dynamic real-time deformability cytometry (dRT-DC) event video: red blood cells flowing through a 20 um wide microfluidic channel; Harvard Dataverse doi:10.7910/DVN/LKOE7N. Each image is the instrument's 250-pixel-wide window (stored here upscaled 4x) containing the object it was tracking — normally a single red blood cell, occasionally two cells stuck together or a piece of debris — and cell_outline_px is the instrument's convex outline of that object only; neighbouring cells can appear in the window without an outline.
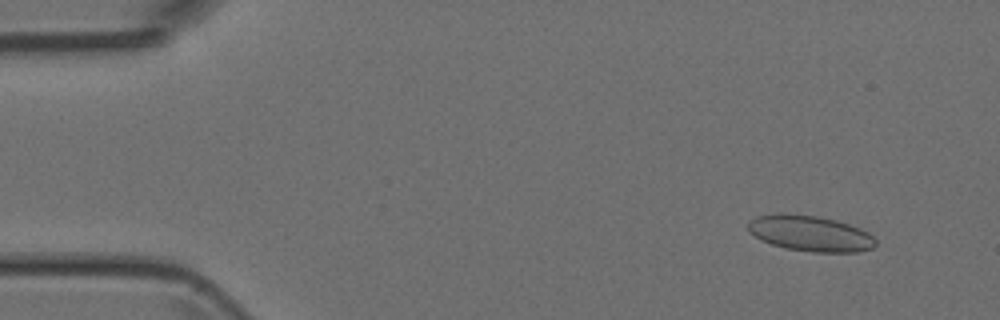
{"species": "Egyptian fruit bat (a non-hibernating species)", "species_latin": "Rousettus aegyptiacus", "temperature_condition": "room temperature", "stored_images_in_passage": 49, "camera_frame_rate_fps": 3000, "um_per_image_px": 0.085, "animal": {"sex": "female"}, "frame": {"image": 1, "passage_image": 4, "time_ms": 1.0, "image_size_px": [1000, 320], "cell_outline_px": [[876, 244], [872, 248], [856, 252], [812, 252], [784, 248], [760, 240], [748, 228], [748, 224], [756, 216], [780, 212], [816, 216], [836, 220], [860, 228], [868, 232], [876, 240]], "centroid_in_image_um": [68.87, 19.84], "position_along_channel_um": 16.1, "area_um2": 26.53}}
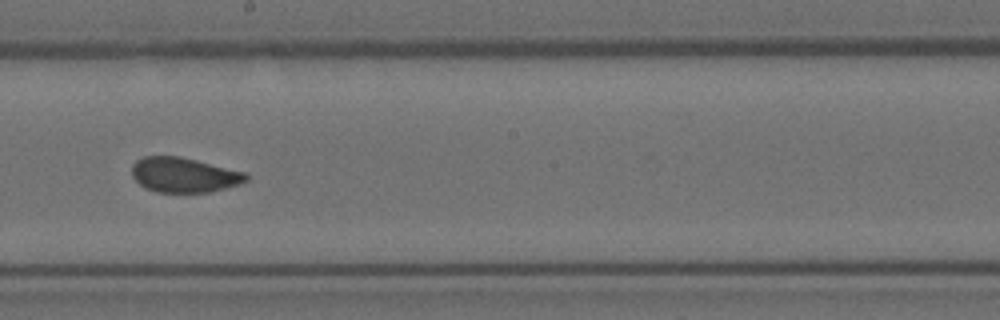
{"frame": {"image": 2, "passage_image": 27, "time_ms": 8.667, "image_size_px": [1000, 320], "cell_outline_px": [[248, 180], [240, 184], [208, 192], [156, 192], [144, 188], [132, 176], [132, 164], [136, 160], [144, 156], [180, 156], [244, 172], [248, 176]], "centroid_in_image_um": [15.6, 14.87], "position_along_channel_um": 232.6, "area_um2": 23.12}}
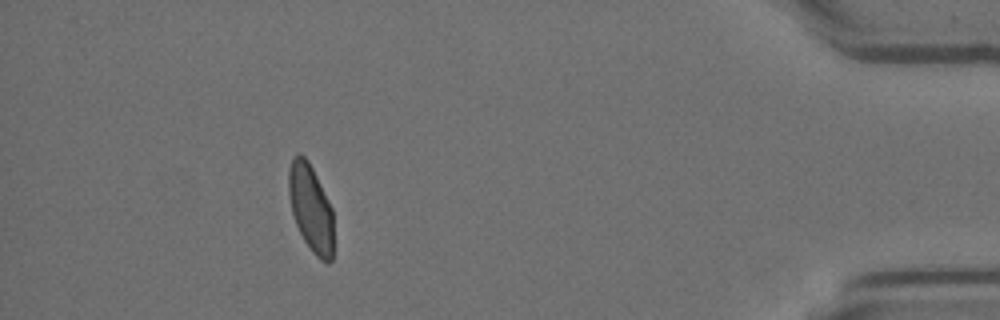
{"frame": {"image": 3, "passage_image": 44, "time_ms": 14.333, "image_size_px": [1000, 320], "cell_outline_px": [[332, 260], [328, 264], [320, 260], [312, 252], [304, 240], [296, 224], [292, 212], [288, 192], [288, 172], [292, 156], [296, 152], [300, 152], [308, 160], [332, 208]], "centroid_in_image_um": [26.39, 17.66], "position_along_channel_um": 408.8, "area_um2": 22.77}}